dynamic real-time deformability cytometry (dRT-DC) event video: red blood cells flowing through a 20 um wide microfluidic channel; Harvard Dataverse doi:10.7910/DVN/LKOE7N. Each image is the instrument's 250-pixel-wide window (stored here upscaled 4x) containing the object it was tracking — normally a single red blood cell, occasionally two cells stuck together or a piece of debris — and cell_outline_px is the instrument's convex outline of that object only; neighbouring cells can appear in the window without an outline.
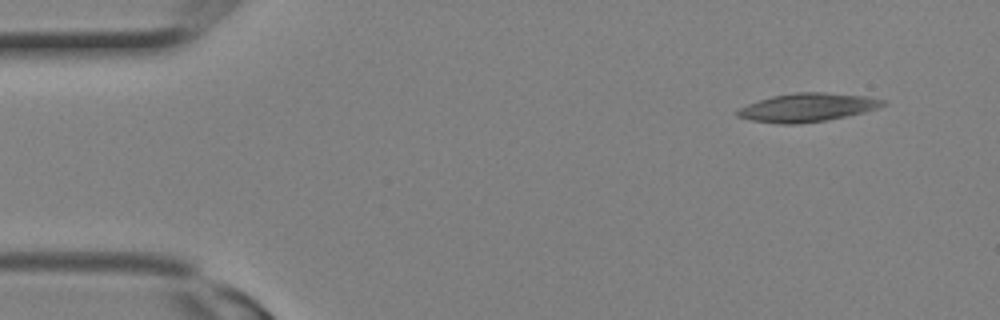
{"species": "Egyptian fruit bat (a non-hibernating species)", "species_latin": "Rousettus aegyptiacus", "temperature_condition": "room temperature", "stored_images_in_passage": 8, "camera_frame_rate_fps": 3000, "um_per_image_px": 0.085, "animal": {"sex": "female"}, "frame": {"image": 1, "passage_image": 1, "time_ms": 0.0, "image_size_px": [1000, 320], "cell_outline_px": [[888, 104], [864, 112], [828, 120], [796, 124], [780, 124], [752, 120], [736, 116], [736, 112], [740, 108], [748, 104], [772, 96], [796, 92], [824, 92], [868, 96], [888, 100]], "centroid_in_image_um": [68.68, 9.13], "position_along_channel_um": 16.3, "area_um2": 24.16}}
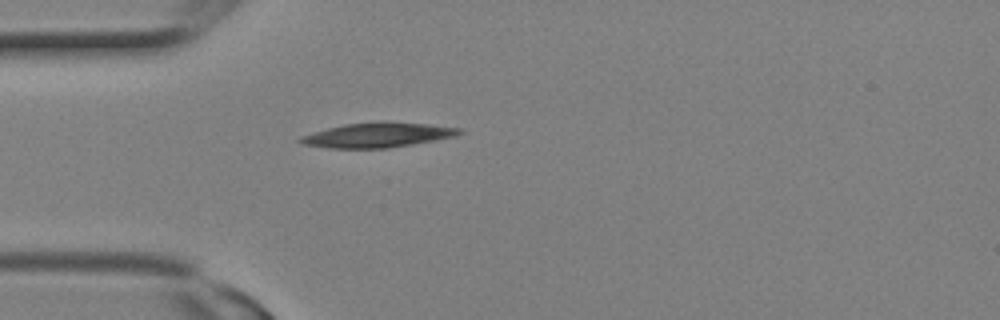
{"frame": {"image": 2, "passage_image": 6, "time_ms": 1.667, "image_size_px": [1000, 320], "cell_outline_px": [[464, 132], [456, 136], [436, 140], [388, 148], [328, 148], [300, 144], [296, 140], [300, 136], [312, 132], [344, 124], [384, 120], [428, 124], [464, 128]], "centroid_in_image_um": [32.1, 11.46], "position_along_channel_um": 52.9, "area_um2": 23.41}}
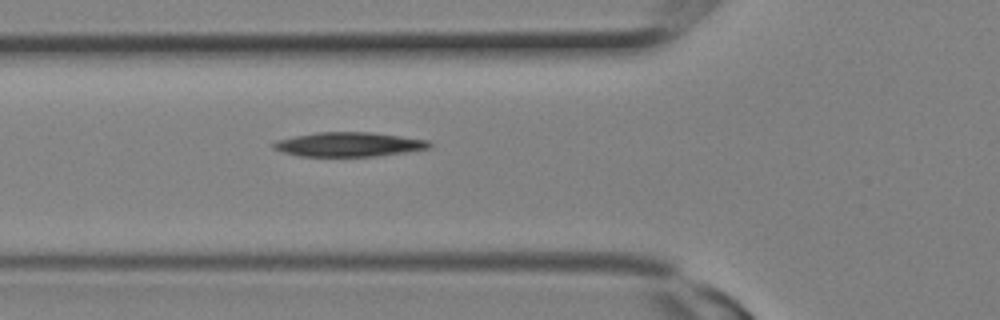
{"frame": {"image": 3, "passage_image": 8, "time_ms": 2.333, "image_size_px": [1000, 320], "cell_outline_px": [[432, 144], [428, 148], [404, 152], [376, 156], [296, 156], [272, 148], [272, 144], [276, 140], [316, 132], [372, 132], [428, 140]], "centroid_in_image_um": [29.62, 12.27], "position_along_channel_um": 96.2, "area_um2": 21.96}}